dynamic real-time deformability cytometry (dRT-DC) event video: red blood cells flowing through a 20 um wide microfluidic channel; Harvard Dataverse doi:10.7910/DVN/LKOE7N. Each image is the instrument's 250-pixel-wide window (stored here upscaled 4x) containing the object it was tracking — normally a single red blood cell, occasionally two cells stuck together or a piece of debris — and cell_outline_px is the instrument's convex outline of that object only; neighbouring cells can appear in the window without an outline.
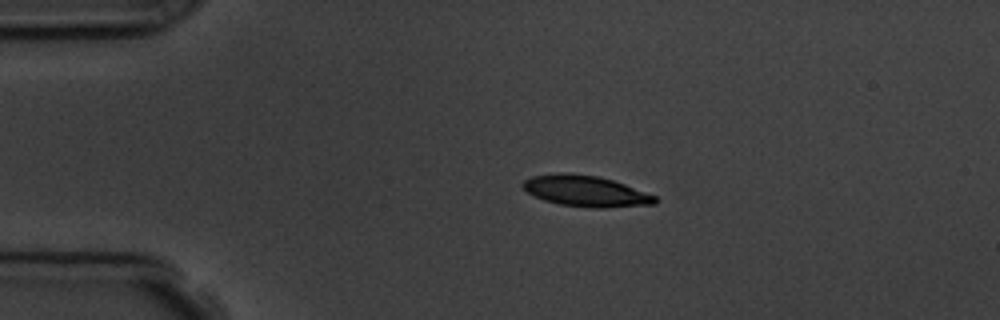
{"species": "common noctule bat (a hibernating species)", "species_latin": "Nyctalus noctula", "temperature_condition": "room temperature", "stored_images_in_passage": 4, "camera_frame_rate_fps": 3000, "um_per_image_px": 0.085, "animal": {"sex": "male", "body_mass_g": 19.5, "forearm_length_mm": 54.6}, "frame": {"image": 1, "passage_image": 3, "time_ms": 2.333, "image_size_px": [1000, 320], "cell_outline_px": [[660, 200], [656, 204], [604, 208], [592, 208], [560, 204], [544, 200], [528, 192], [520, 184], [524, 180], [532, 176], [556, 172], [564, 172], [600, 176], [624, 184], [656, 196]], "centroid_in_image_um": [49.8, 16.23], "position_along_channel_um": 35.2, "area_um2": 23.99}}